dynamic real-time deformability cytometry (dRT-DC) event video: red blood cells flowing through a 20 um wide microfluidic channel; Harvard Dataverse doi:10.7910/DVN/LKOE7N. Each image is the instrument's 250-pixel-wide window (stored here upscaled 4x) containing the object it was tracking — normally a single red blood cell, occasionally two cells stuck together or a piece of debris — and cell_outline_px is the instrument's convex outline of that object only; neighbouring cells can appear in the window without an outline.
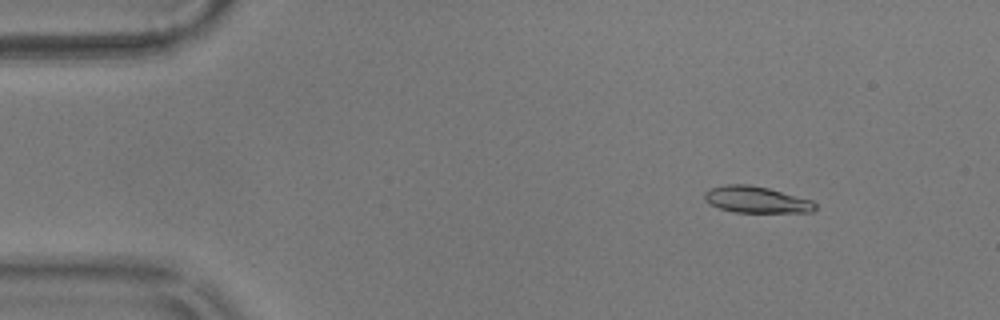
{"species": "common noctule bat (a hibernating species)", "species_latin": "Nyctalus noctula", "temperature_condition": "warm", "stored_images_in_passage": 56, "camera_frame_rate_fps": 3000, "um_per_image_px": 0.085, "animal": {"sex": "male", "body_mass_g": 17.9}, "frame": {"image": 1, "passage_image": 7, "time_ms": 2.0, "image_size_px": [1000, 320], "cell_outline_px": [[816, 208], [812, 212], [736, 212], [720, 208], [708, 204], [704, 200], [704, 192], [712, 188], [728, 184], [748, 184], [768, 188], [812, 200], [816, 204]], "centroid_in_image_um": [64.27, 16.97], "position_along_channel_um": 20.7, "area_um2": 16.99}}
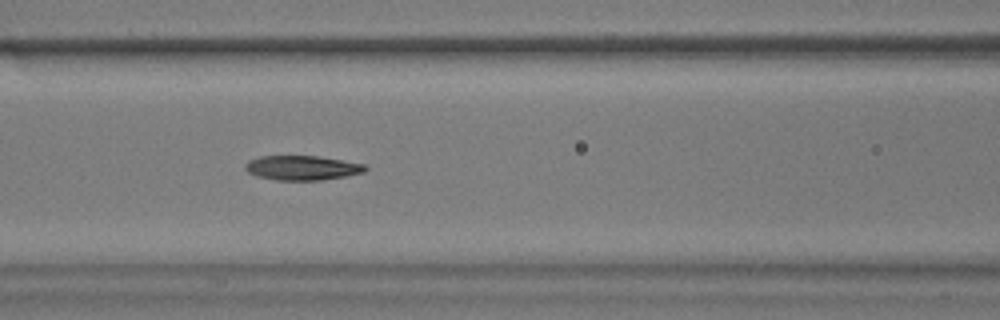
{"frame": {"image": 2, "passage_image": 24, "time_ms": 7.667, "image_size_px": [1000, 320], "cell_outline_px": [[368, 168], [364, 172], [348, 176], [320, 180], [276, 180], [256, 176], [248, 172], [244, 168], [244, 164], [248, 160], [260, 156], [316, 156], [364, 164]], "centroid_in_image_um": [25.65, 14.27], "position_along_channel_um": 141.0, "area_um2": 17.17}}
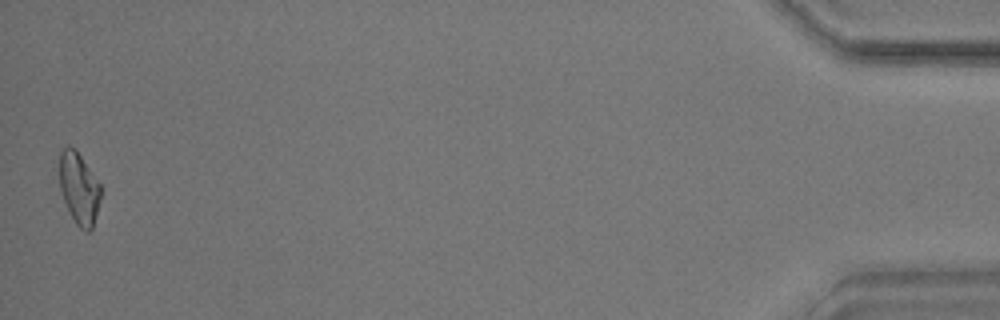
{"frame": {"image": 3, "passage_image": 56, "time_ms": 18.333, "image_size_px": [1000, 320], "cell_outline_px": [[100, 196], [92, 228], [88, 232], [80, 228], [76, 224], [64, 200], [60, 188], [60, 152], [68, 144], [76, 148], [100, 184]], "centroid_in_image_um": [6.7, 15.96], "position_along_channel_um": 428.5, "area_um2": 16.94}, "authors_computed_cell_mechanics": {"area_um2": 17.1666, "velocity_mm_per_s": 3.5623, "shape_relaxation_time_tau1_ms": null, "shape_relaxation_time_tau2_ms": 6.7505, "deformation_change_tau1": null, "deformation_change_tau2": 0.1377}}